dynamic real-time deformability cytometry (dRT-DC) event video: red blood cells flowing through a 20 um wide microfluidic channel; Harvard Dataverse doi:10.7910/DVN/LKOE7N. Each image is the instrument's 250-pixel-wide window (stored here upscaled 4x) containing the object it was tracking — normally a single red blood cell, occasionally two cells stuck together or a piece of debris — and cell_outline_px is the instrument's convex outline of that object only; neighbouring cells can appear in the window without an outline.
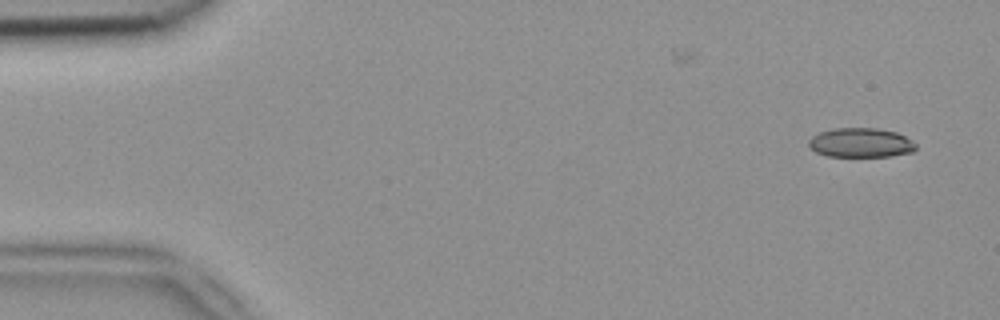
{"species": "common noctule bat (a hibernating species)", "species_latin": "Nyctalus noctula", "temperature_condition": "room temperature", "stored_images_in_passage": 13, "camera_frame_rate_fps": 3000, "um_per_image_px": 0.085, "animal": {"sex": "female", "body_mass_g": 18.4}, "frame": {"image": 1, "passage_image": 1, "time_ms": 0.0, "image_size_px": [1000, 320], "cell_outline_px": [[916, 148], [912, 152], [892, 156], [828, 156], [816, 152], [808, 148], [808, 140], [812, 136], [820, 132], [832, 128], [876, 128], [896, 132], [912, 140], [916, 144]], "centroid_in_image_um": [73.14, 12.13], "position_along_channel_um": 11.9, "area_um2": 18.44}}
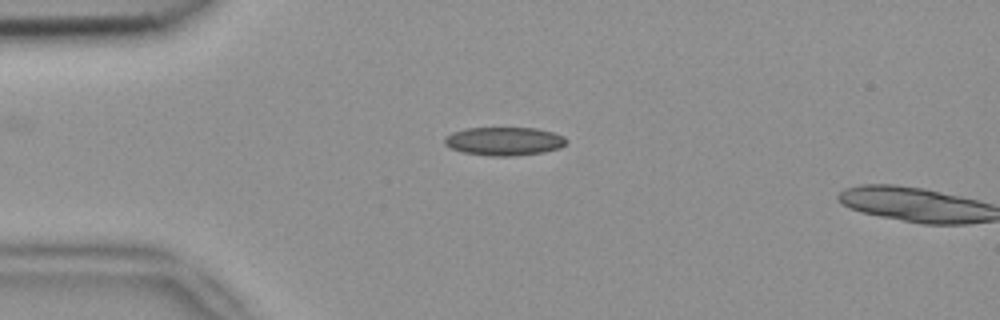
{"frame": {"image": 2, "passage_image": 11, "time_ms": 3.333, "image_size_px": [1000, 320], "cell_outline_px": [[568, 140], [560, 148], [544, 152], [512, 156], [492, 156], [464, 152], [452, 148], [444, 144], [444, 136], [452, 132], [464, 128], [536, 128], [552, 132], [564, 136]], "centroid_in_image_um": [42.85, 12.0], "position_along_channel_um": 42.2, "area_um2": 20.17}}